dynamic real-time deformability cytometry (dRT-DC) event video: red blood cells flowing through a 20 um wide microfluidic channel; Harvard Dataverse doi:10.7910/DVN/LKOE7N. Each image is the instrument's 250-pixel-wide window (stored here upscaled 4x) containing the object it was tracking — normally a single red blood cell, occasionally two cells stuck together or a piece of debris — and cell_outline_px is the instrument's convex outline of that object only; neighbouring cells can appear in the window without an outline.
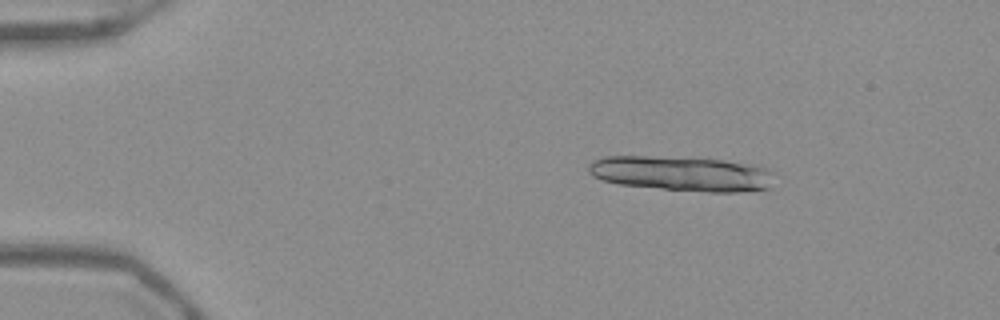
{"species": "Egyptian fruit bat (a non-hibernating species)", "species_latin": "Rousettus aegyptiacus", "temperature_condition": "warm", "stored_images_in_passage": 20, "camera_frame_rate_fps": 3000, "um_per_image_px": 0.085, "frame": {"image": 1, "passage_image": 9, "time_ms": 2.667, "image_size_px": [1000, 320], "cell_outline_px": [[768, 188], [736, 192], [708, 192], [660, 188], [620, 184], [604, 180], [592, 176], [588, 172], [588, 164], [604, 156], [648, 156], [720, 160], [756, 164], [764, 168], [768, 172]], "centroid_in_image_um": [57.85, 14.75], "position_along_channel_um": 27.2, "area_um2": 36.99}}